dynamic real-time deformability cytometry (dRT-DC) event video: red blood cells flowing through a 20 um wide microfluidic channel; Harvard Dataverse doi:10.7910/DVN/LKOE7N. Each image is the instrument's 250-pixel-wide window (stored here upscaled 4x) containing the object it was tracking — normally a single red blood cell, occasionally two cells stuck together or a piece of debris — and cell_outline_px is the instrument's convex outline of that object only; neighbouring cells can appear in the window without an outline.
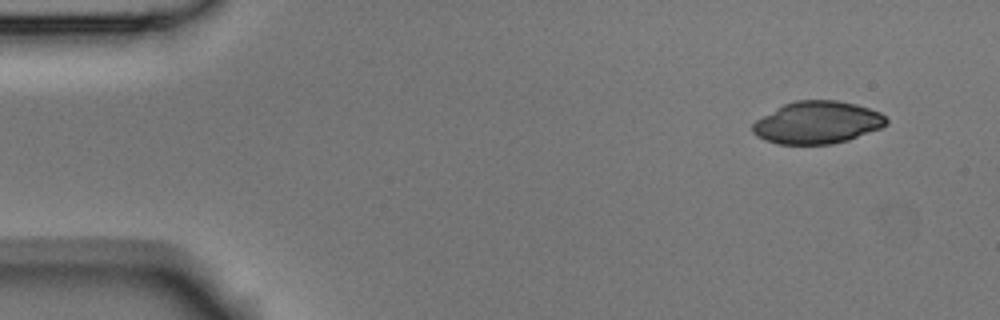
{"species": "Egyptian fruit bat (a non-hibernating species)", "species_latin": "Rousettus aegyptiacus", "temperature_condition": "room temperature", "stored_images_in_passage": 4, "camera_frame_rate_fps": 3000, "um_per_image_px": 0.085, "animal": {"sex": "male"}, "frame": {"image": 1, "passage_image": 1, "time_ms": 0.0, "image_size_px": [1000, 320], "cell_outline_px": [[888, 124], [880, 128], [848, 140], [832, 144], [780, 144], [764, 140], [756, 136], [752, 132], [752, 124], [756, 120], [776, 108], [784, 104], [796, 100], [836, 100], [856, 104], [880, 112], [888, 120]], "centroid_in_image_um": [69.46, 10.41], "position_along_channel_um": 15.5, "area_um2": 33.0}}